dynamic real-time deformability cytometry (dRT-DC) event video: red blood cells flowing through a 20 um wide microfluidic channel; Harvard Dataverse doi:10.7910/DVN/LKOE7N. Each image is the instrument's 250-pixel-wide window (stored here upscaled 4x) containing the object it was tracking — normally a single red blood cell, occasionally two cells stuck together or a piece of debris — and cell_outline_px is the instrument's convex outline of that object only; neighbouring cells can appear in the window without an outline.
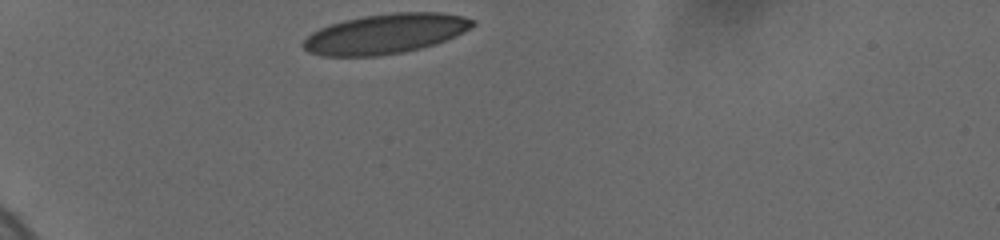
{"species": "human", "species_latin": "Homo sapiens", "temperature_condition": "cold", "stored_images_in_passage": 22, "camera_frame_rate_fps": 3000, "um_per_image_px": 0.085, "donor": {"sex": "female"}, "frame": {"image": 1, "passage_image": 1, "time_ms": 0.0, "image_size_px": [1000, 240], "cell_outline_px": [[476, 24], [464, 32], [456, 36], [436, 44], [420, 48], [400, 52], [376, 56], [320, 56], [308, 52], [300, 44], [312, 32], [320, 28], [344, 20], [364, 16], [392, 12], [440, 12], [460, 16], [476, 20]], "centroid_in_image_um": [32.76, 2.87], "position_along_channel_um": 52.2, "area_um2": 39.3}}
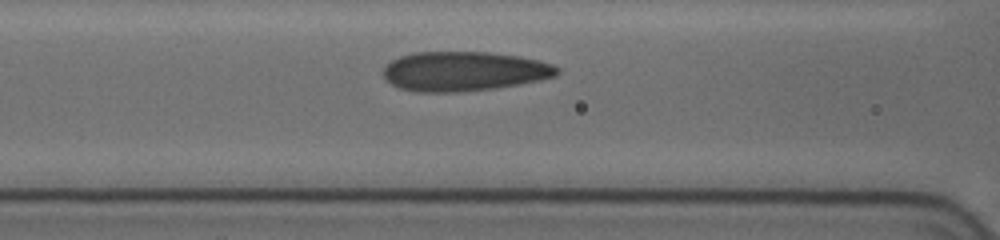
{"frame": {"image": 2, "passage_image": 10, "time_ms": 3.0, "image_size_px": [1000, 240], "cell_outline_px": [[560, 72], [556, 76], [496, 88], [456, 92], [416, 92], [400, 88], [392, 84], [384, 76], [384, 68], [392, 60], [400, 56], [412, 52], [488, 52], [520, 56], [552, 64], [560, 68]], "centroid_in_image_um": [39.43, 6.05], "position_along_channel_um": 127.2, "area_um2": 39.82}}
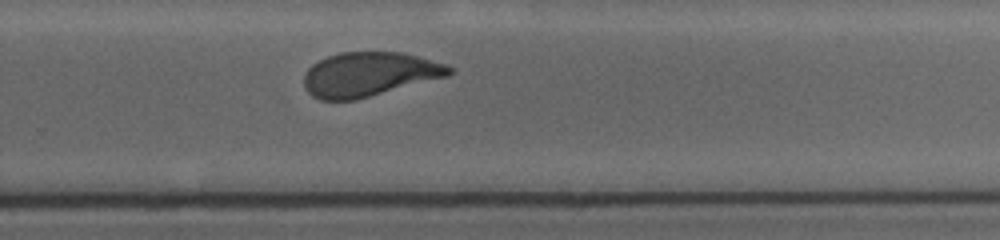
{"frame": {"image": 3, "passage_image": 22, "time_ms": 7.667, "image_size_px": [1000, 240], "cell_outline_px": [[452, 72], [448, 76], [356, 100], [320, 100], [312, 96], [304, 88], [304, 72], [312, 64], [328, 56], [340, 52], [400, 52], [448, 64], [452, 68]], "centroid_in_image_um": [31.36, 6.32], "position_along_channel_um": 298.4, "area_um2": 37.51}}